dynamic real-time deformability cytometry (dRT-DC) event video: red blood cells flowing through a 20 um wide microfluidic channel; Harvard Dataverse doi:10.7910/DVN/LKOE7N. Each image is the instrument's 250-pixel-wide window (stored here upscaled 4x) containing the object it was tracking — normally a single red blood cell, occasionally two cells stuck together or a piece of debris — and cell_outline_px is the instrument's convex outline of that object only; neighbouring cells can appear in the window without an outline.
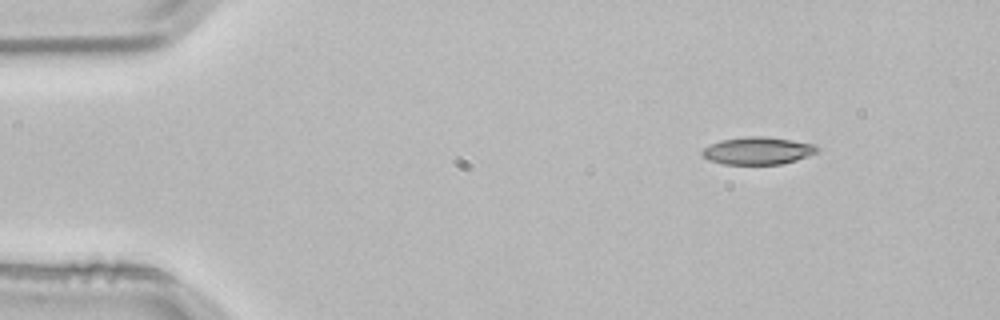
{"species": "common noctule bat (a hibernating species)", "species_latin": "Nyctalus noctula", "temperature_condition": "room temperature", "stored_images_in_passage": 3, "camera_frame_rate_fps": 3000, "um_per_image_px": 0.085, "animal": {"sex": "male", "body_mass_g": 21.5, "forearm_length_mm": 52.0}, "frame": {"image": 1, "passage_image": 1, "time_ms": 0.0, "image_size_px": [1000, 320], "cell_outline_px": [[820, 148], [816, 152], [796, 160], [780, 164], [724, 164], [708, 160], [700, 152], [704, 148], [720, 140], [744, 136], [764, 136], [792, 140], [812, 144]], "centroid_in_image_um": [64.38, 12.8], "position_along_channel_um": 20.6, "area_um2": 18.26}}